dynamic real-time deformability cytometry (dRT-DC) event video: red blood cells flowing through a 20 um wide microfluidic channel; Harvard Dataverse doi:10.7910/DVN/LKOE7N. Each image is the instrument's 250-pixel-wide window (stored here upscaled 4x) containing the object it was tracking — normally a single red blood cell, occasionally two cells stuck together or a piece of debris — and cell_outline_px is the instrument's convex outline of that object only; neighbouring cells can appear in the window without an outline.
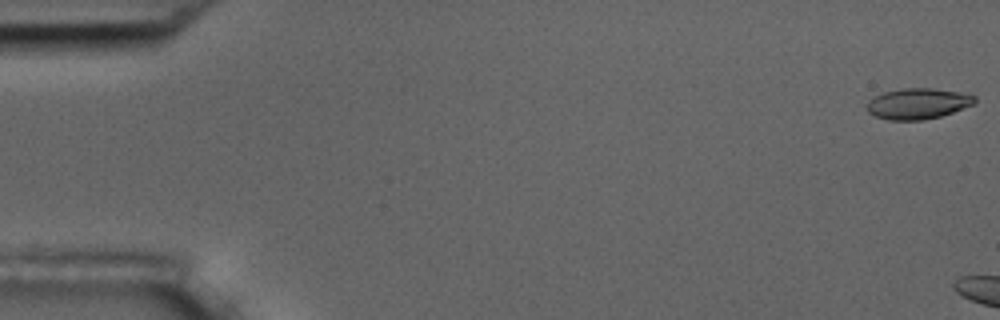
{"species": "common noctule bat (a hibernating species)", "species_latin": "Nyctalus noctula", "temperature_condition": "room temperature", "stored_images_in_passage": 5, "camera_frame_rate_fps": 3000, "um_per_image_px": 0.085, "animal": {"sex": "male", "body_mass_g": 17.5, "forearm_length_mm": 52.3}, "frame": {"image": 1, "passage_image": 1, "time_ms": 0.0, "image_size_px": [1000, 320], "cell_outline_px": [[976, 100], [972, 104], [952, 112], [940, 116], [924, 120], [888, 120], [876, 116], [868, 112], [868, 100], [872, 96], [884, 92], [904, 88], [932, 88], [956, 92], [976, 96]], "centroid_in_image_um": [77.97, 8.81], "position_along_channel_um": 7.0, "area_um2": 19.13}}